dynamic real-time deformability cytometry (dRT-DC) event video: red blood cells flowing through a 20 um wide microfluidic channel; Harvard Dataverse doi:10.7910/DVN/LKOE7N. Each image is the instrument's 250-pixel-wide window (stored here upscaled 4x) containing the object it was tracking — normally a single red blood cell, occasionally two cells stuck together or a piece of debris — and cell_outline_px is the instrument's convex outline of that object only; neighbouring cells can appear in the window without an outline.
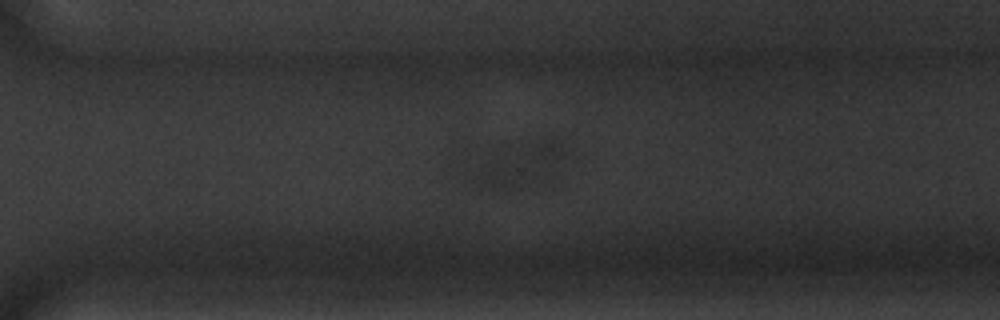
{"species": "common noctule bat (a hibernating species)", "species_latin": "Nyctalus noctula", "temperature_condition": "warm", "stored_images_in_passage": 31, "camera_frame_rate_fps": 3000, "um_per_image_px": 0.085, "animal": {"sex": "male", "body_mass_g": 20.1, "forearm_length_mm": 53.5}, "frame": {"image": 1, "passage_image": 27, "time_ms": 8.667, "image_size_px": [1000, 320], "cell_outline_px": [[572, 152], [560, 172], [552, 184], [512, 188], [488, 188], [464, 180], [496, 152], [552, 136]], "centroid_in_image_um": [44.45, 14.07], "position_along_channel_um": 326.1, "area_um2": 25.14}}